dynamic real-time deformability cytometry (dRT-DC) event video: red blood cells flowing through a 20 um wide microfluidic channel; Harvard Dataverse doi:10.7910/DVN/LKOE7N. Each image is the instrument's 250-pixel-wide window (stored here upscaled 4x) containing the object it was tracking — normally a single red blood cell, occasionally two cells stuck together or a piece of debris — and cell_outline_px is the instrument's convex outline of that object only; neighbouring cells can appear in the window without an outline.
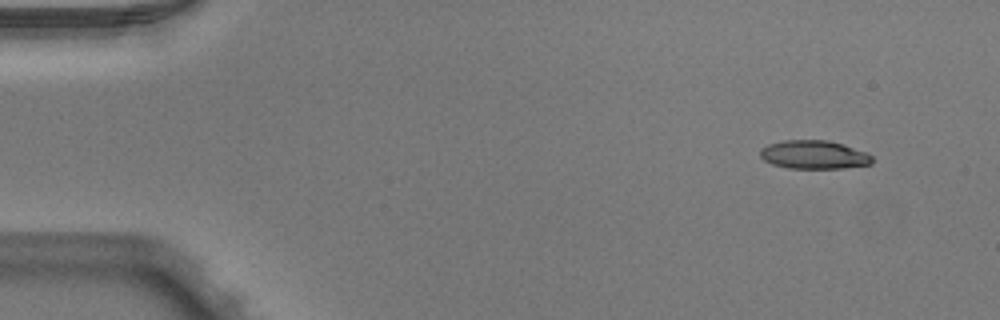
{"species": "Egyptian fruit bat (a non-hibernating species)", "species_latin": "Rousettus aegyptiacus", "temperature_condition": "warm", "stored_images_in_passage": 47, "camera_frame_rate_fps": 3000, "um_per_image_px": 0.085, "animal": {"sex": "male"}, "frame": {"image": 1, "passage_image": 1, "time_ms": 0.0, "image_size_px": [1000, 320], "cell_outline_px": [[872, 164], [840, 168], [788, 168], [772, 164], [764, 160], [760, 156], [760, 148], [768, 144], [784, 140], [828, 140], [844, 144], [864, 152], [872, 156]], "centroid_in_image_um": [69.15, 13.14], "position_along_channel_um": 15.8, "area_um2": 18.55}}
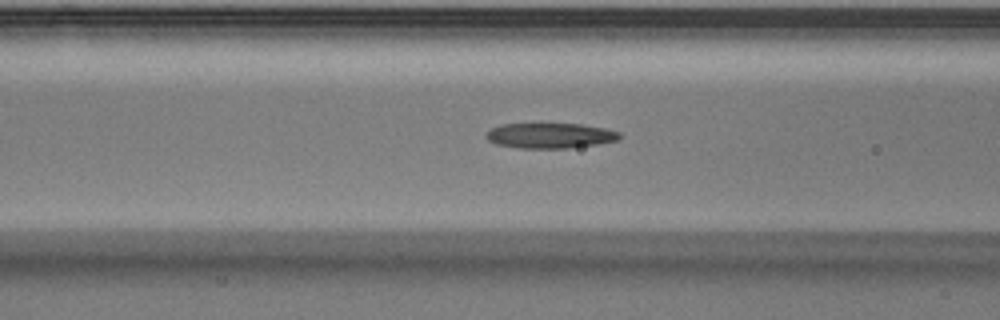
{"frame": {"image": 2, "passage_image": 17, "time_ms": 5.333, "image_size_px": [1000, 320], "cell_outline_px": [[620, 140], [596, 144], [568, 148], [520, 148], [496, 144], [488, 140], [484, 136], [492, 128], [500, 124], [580, 124], [604, 128], [620, 132]], "centroid_in_image_um": [46.76, 11.53], "position_along_channel_um": 119.8, "area_um2": 19.54}}
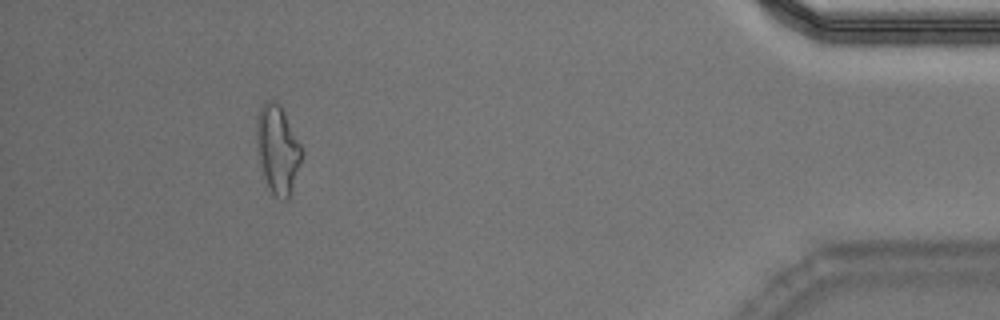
{"frame": {"image": 3, "passage_image": 43, "time_ms": 14.0, "image_size_px": [1000, 320], "cell_outline_px": [[300, 160], [288, 200], [284, 200], [276, 196], [272, 192], [264, 176], [256, 144], [256, 120], [260, 108], [264, 100], [272, 100], [280, 104], [300, 144]], "centroid_in_image_um": [23.56, 12.63], "position_along_channel_um": 411.6, "area_um2": 22.43}, "authors_computed_cell_mechanics": {"area_um2": 20.0566, "velocity_mm_per_s": 4.0136, "shape_relaxation_time_tau1_ms": 11.1445, "shape_relaxation_time_tau2_ms": 3.888, "deformation_change_tau1": 0.2889, "deformation_change_tau2": 0.1582}}